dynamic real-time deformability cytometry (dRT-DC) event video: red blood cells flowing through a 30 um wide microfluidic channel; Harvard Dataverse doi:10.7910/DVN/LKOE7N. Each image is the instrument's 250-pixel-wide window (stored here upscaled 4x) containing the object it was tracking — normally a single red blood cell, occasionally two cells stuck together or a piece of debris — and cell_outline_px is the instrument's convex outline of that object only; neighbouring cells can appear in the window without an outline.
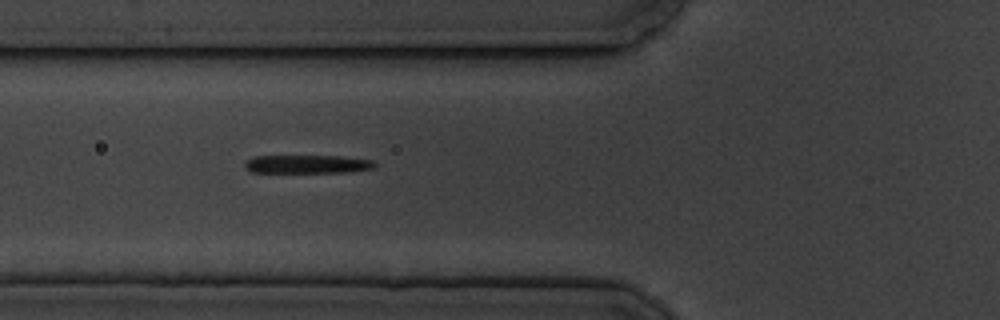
{"species": "common noctule bat (a hibernating species)", "species_latin": "Nyctalus noctula", "temperature_condition": "cold", "stored_images_in_passage": 3, "camera_frame_rate_fps": 3000, "um_per_image_px": 0.085, "animal": {"sex": "male", "body_mass_g": 19.5, "forearm_length_mm": 54.6}, "frame": {"image": 1, "passage_image": 3, "time_ms": 2.333, "image_size_px": [1000, 320], "cell_outline_px": [[376, 168], [348, 172], [252, 172], [244, 168], [244, 164], [252, 156], [340, 156], [372, 160], [376, 164]], "centroid_in_image_um": [26.13, 13.95], "position_along_channel_um": 99.7, "area_um2": 13.87}}